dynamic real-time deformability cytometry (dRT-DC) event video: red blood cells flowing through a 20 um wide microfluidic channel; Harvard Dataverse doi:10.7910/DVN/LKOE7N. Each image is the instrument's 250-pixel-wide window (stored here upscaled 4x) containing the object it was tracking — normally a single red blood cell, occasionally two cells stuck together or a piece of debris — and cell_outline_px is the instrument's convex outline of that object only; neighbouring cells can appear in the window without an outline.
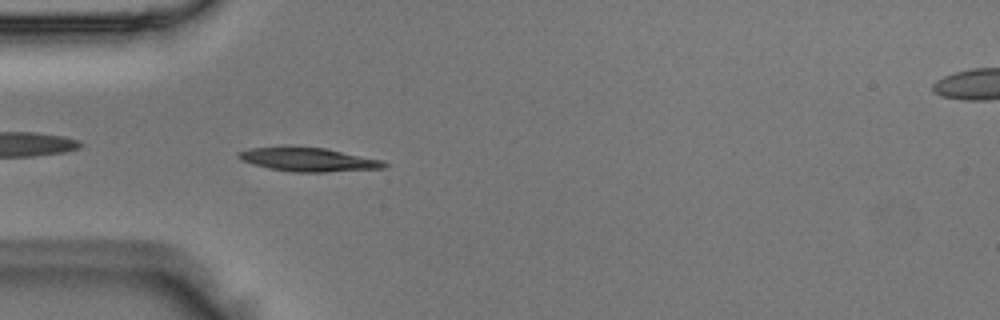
{"species": "Egyptian fruit bat (a non-hibernating species)", "species_latin": "Rousettus aegyptiacus", "temperature_condition": "room temperature", "stored_images_in_passage": 38, "camera_frame_rate_fps": 3000, "um_per_image_px": 0.085, "animal": {"sex": "male"}, "frame": {"image": 1, "passage_image": 3, "time_ms": 0.667, "image_size_px": [1000, 320], "cell_outline_px": [[388, 164], [384, 168], [324, 172], [292, 172], [252, 164], [240, 160], [236, 156], [236, 152], [248, 148], [324, 148], [380, 160]], "centroid_in_image_um": [26.16, 13.58], "position_along_channel_um": 58.8, "area_um2": 19.48}}
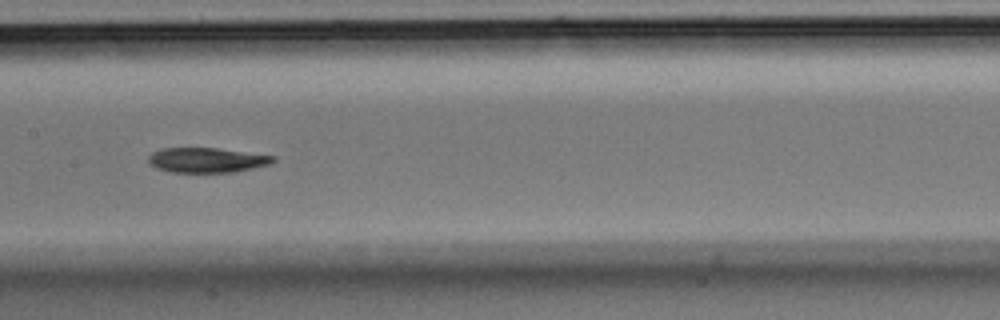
{"frame": {"image": 2, "passage_image": 13, "time_ms": 4.0, "image_size_px": [1000, 320], "cell_outline_px": [[276, 160], [268, 164], [252, 168], [232, 172], [172, 172], [156, 168], [148, 164], [148, 156], [152, 152], [160, 148], [216, 148], [276, 156]], "centroid_in_image_um": [17.53, 13.6], "position_along_channel_um": 189.9, "area_um2": 18.03}}
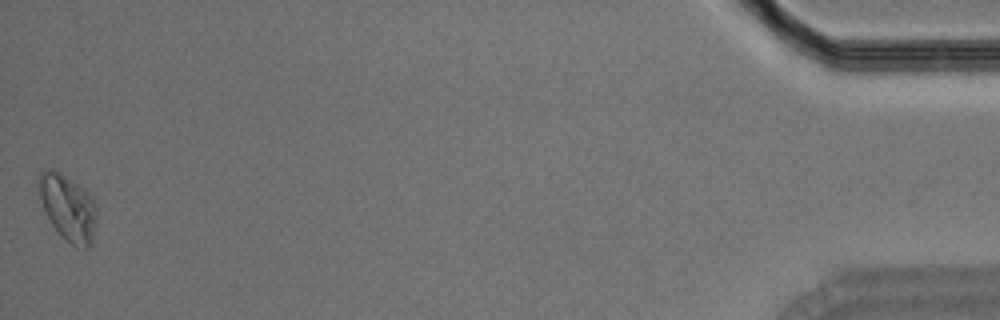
{"frame": {"image": 3, "passage_image": 38, "time_ms": 12.333, "image_size_px": [1000, 320], "cell_outline_px": [[96, 220], [92, 240], [88, 248], [76, 248], [52, 224], [44, 208], [36, 184], [36, 180], [40, 172], [48, 168], [52, 168], [60, 172], [88, 192], [96, 204]], "centroid_in_image_um": [5.77, 17.6], "position_along_channel_um": 429.4, "area_um2": 22.08}}